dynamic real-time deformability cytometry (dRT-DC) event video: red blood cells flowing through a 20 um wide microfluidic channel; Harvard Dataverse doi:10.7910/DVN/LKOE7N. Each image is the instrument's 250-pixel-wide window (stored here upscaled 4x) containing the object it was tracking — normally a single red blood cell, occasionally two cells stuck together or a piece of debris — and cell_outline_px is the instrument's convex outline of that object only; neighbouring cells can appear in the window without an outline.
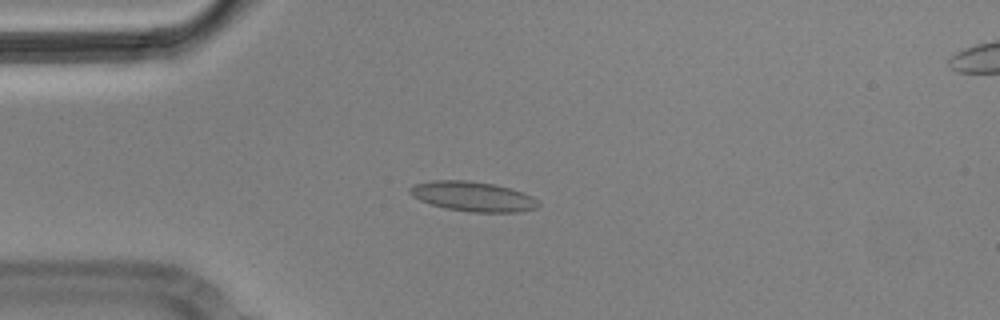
{"species": "Egyptian fruit bat (a non-hibernating species)", "species_latin": "Rousettus aegyptiacus", "temperature_condition": "cold", "stored_images_in_passage": 5, "camera_frame_rate_fps": 3000, "um_per_image_px": 0.085, "animal": {"sex": "male"}, "frame": {"image": 1, "passage_image": 4, "time_ms": 1.0, "image_size_px": [1000, 320], "cell_outline_px": [[540, 204], [536, 208], [520, 212], [468, 212], [444, 208], [420, 200], [412, 196], [408, 192], [408, 188], [416, 184], [432, 180], [468, 180], [492, 184], [524, 192], [532, 196]], "centroid_in_image_um": [40.18, 16.7], "position_along_channel_um": 44.8, "area_um2": 22.31}}